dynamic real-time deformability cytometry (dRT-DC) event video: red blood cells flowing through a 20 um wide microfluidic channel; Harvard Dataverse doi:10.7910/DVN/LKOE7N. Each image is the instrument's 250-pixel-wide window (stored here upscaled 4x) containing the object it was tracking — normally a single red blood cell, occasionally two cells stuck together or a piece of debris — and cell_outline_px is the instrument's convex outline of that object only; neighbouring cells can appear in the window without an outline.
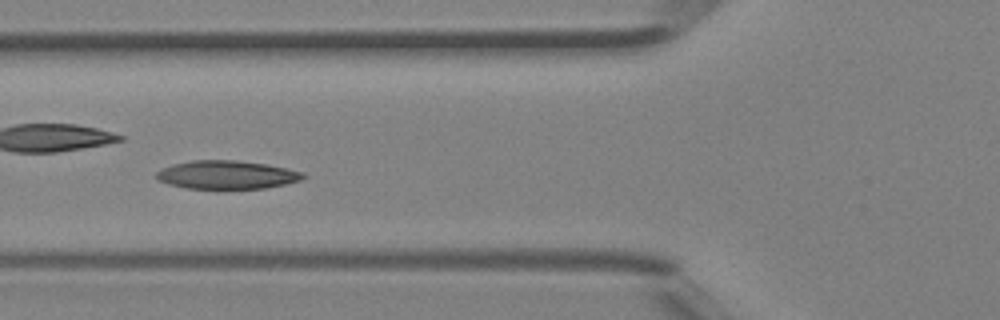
{"species": "Egyptian fruit bat (a non-hibernating species)", "species_latin": "Rousettus aegyptiacus", "temperature_condition": "room temperature", "stored_images_in_passage": 44, "camera_frame_rate_fps": 3000, "um_per_image_px": 0.085, "animal": {"sex": "female"}, "frame": {"image": 1, "passage_image": 19, "time_ms": 6.0, "image_size_px": [1000, 320], "cell_outline_px": [[308, 176], [300, 180], [284, 184], [264, 188], [216, 192], [184, 188], [168, 184], [156, 180], [156, 172], [172, 164], [192, 160], [236, 160], [268, 164], [304, 172]], "centroid_in_image_um": [19.25, 14.9], "position_along_channel_um": 106.5, "area_um2": 25.43}, "authors_computed_cell_mechanics": {"area_um2": 24.3049, "velocity_mm_per_s": 4.4118, "shape_relaxation_time_tau1_ms": 2.7548, "shape_relaxation_time_tau2_ms": 4.5158, "deformation_change_tau1": 0.1061, "deformation_change_tau2": 0.0944}}